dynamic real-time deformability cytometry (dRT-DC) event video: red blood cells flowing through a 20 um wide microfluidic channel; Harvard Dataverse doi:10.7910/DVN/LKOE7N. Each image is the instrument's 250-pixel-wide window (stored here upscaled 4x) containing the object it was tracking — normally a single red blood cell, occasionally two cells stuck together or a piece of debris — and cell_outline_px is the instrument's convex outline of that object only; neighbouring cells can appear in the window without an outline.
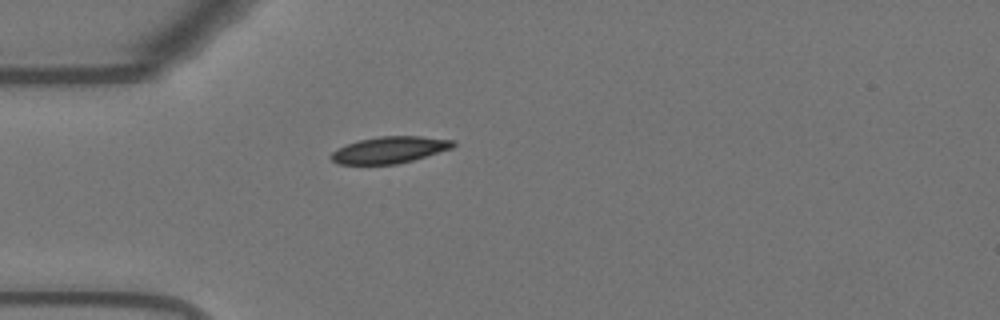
{"species": "Egyptian fruit bat (a non-hibernating species)", "species_latin": "Rousettus aegyptiacus", "temperature_condition": "warm", "stored_images_in_passage": 41, "camera_frame_rate_fps": 3000, "um_per_image_px": 0.085, "animal": {"sex": "female"}, "frame": {"image": 1, "passage_image": 1, "time_ms": 0.0, "image_size_px": [1000, 320], "cell_outline_px": [[456, 144], [452, 148], [412, 160], [396, 164], [336, 164], [328, 156], [332, 152], [348, 144], [360, 140], [380, 136], [420, 136], [456, 140]], "centroid_in_image_um": [33.13, 12.74], "position_along_channel_um": 51.9, "area_um2": 18.79}}
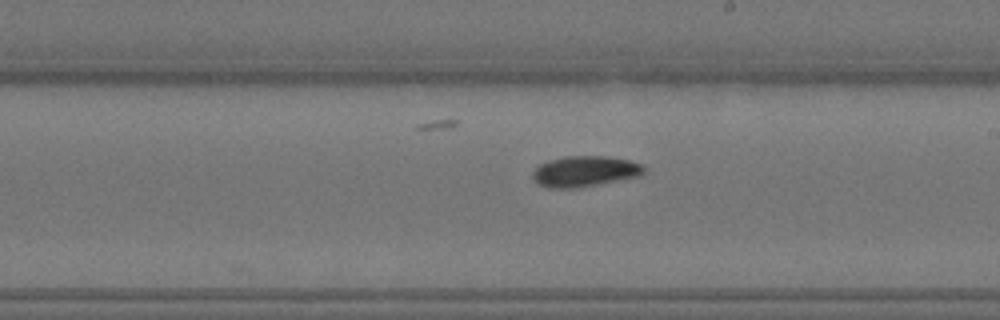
{"frame": {"image": 2, "passage_image": 17, "time_ms": 5.333, "image_size_px": [1000, 320], "cell_outline_px": [[644, 172], [640, 176], [576, 188], [548, 188], [532, 180], [532, 172], [540, 164], [548, 160], [564, 156], [608, 156], [628, 160], [640, 164], [644, 168]], "centroid_in_image_um": [49.67, 14.56], "position_along_channel_um": 239.3, "area_um2": 19.88}}
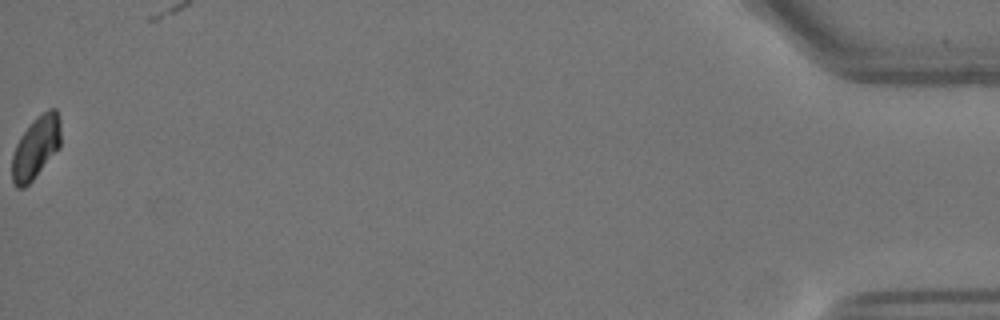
{"frame": {"image": 3, "passage_image": 41, "time_ms": 13.333, "image_size_px": [1000, 320], "cell_outline_px": [[60, 148], [32, 180], [24, 188], [16, 188], [12, 180], [12, 156], [16, 144], [20, 136], [32, 120], [36, 116], [48, 108], [56, 108], [60, 116]], "centroid_in_image_um": [3.06, 12.5], "position_along_channel_um": 432.1, "area_um2": 17.92}, "authors_computed_cell_mechanics": {"area_um2": 18.9584, "velocity_mm_per_s": 3.6745, "shape_relaxation_time_tau1_ms": 3.6946, "shape_relaxation_time_tau2_ms": null, "deformation_change_tau1": 0.1286, "deformation_change_tau2": null}}